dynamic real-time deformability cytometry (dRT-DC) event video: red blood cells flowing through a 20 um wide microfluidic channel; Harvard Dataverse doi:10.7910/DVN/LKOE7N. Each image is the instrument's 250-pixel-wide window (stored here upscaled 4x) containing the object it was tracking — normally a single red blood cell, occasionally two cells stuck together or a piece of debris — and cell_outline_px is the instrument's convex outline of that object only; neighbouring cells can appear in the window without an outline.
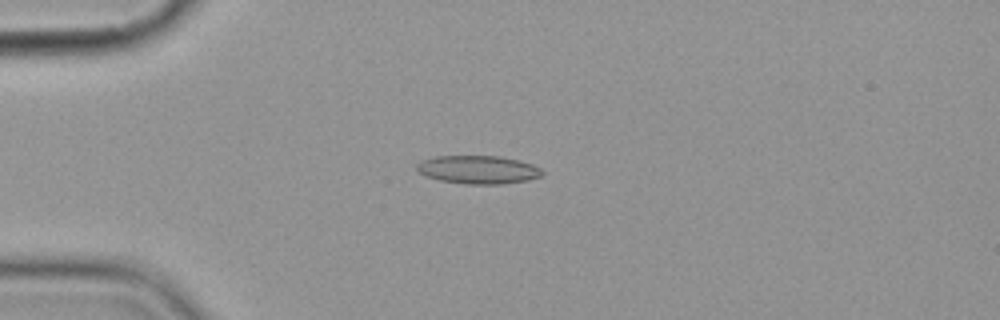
{"species": "common noctule bat (a hibernating species)", "species_latin": "Nyctalus noctula", "temperature_condition": "cold", "stored_images_in_passage": 9, "camera_frame_rate_fps": 3000, "um_per_image_px": 0.085, "animal": {"sex": "female", "body_mass_g": 19.9}, "frame": {"image": 1, "passage_image": 3, "time_ms": 2.333, "image_size_px": [1000, 320], "cell_outline_px": [[544, 172], [540, 176], [528, 180], [504, 184], [468, 184], [440, 180], [428, 176], [420, 172], [416, 168], [416, 164], [420, 160], [436, 156], [500, 156], [520, 160], [532, 164], [540, 168]], "centroid_in_image_um": [40.66, 14.41], "position_along_channel_um": 44.3, "area_um2": 20.63}}
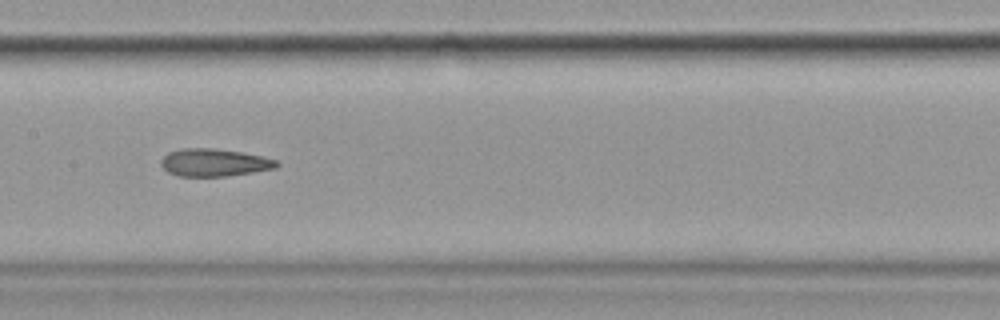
{"frame": {"image": 2, "passage_image": 7, "time_ms": 7.0, "image_size_px": [1000, 320], "cell_outline_px": [[280, 164], [276, 168], [228, 176], [180, 176], [168, 172], [160, 164], [160, 160], [168, 152], [184, 148], [216, 148], [264, 156], [276, 160]], "centroid_in_image_um": [18.21, 13.81], "position_along_channel_um": 189.2, "area_um2": 18.61}}
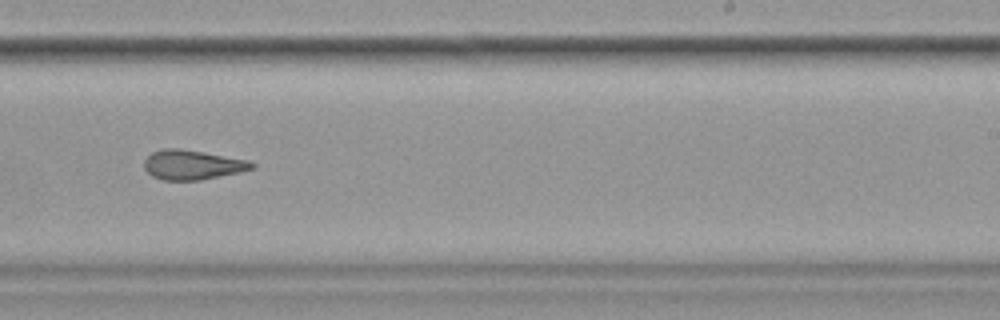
{"frame": {"image": 3, "passage_image": 9, "time_ms": 9.333, "image_size_px": [1000, 320], "cell_outline_px": [[256, 168], [240, 172], [200, 180], [164, 180], [152, 176], [144, 168], [144, 160], [152, 152], [164, 148], [180, 148], [248, 160], [256, 164]], "centroid_in_image_um": [16.36, 14.01], "position_along_channel_um": 272.6, "area_um2": 18.55}}